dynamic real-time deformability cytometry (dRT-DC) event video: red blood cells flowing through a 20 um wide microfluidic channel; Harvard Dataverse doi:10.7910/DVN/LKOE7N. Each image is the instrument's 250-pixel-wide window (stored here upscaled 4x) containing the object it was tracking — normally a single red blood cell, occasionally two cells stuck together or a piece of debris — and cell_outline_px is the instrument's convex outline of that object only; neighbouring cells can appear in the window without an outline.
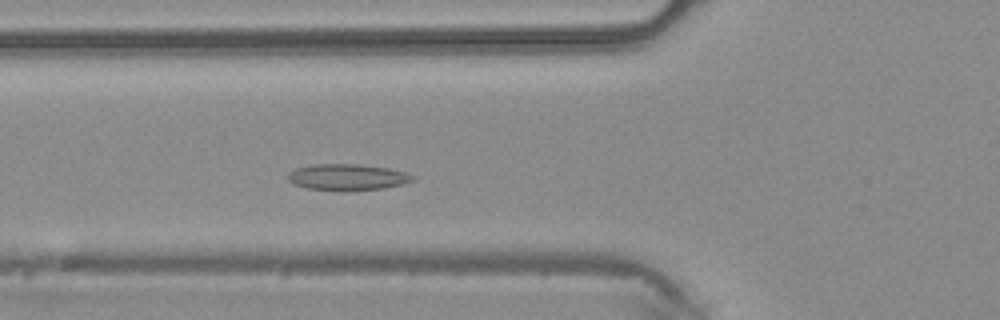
{"species": "common noctule bat (a hibernating species)", "species_latin": "Nyctalus noctula", "temperature_condition": "warm", "stored_images_in_passage": 36, "camera_frame_rate_fps": 3000, "um_per_image_px": 0.085, "animal": {"sex": "male", "body_mass_g": 20.4}, "frame": {"image": 1, "passage_image": 5, "time_ms": 1.333, "image_size_px": [1000, 320], "cell_outline_px": [[416, 180], [404, 184], [384, 188], [308, 188], [292, 184], [288, 180], [288, 172], [296, 168], [312, 164], [360, 164], [388, 168], [408, 172], [416, 176]], "centroid_in_image_um": [29.58, 15.01], "position_along_channel_um": 96.2, "area_um2": 18.55}}
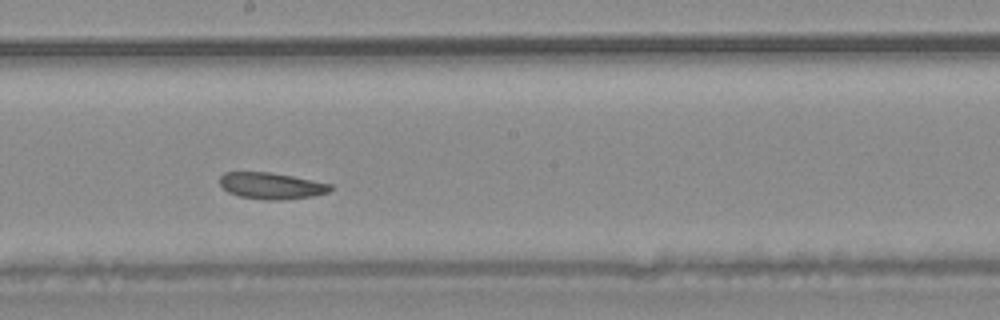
{"frame": {"image": 2, "passage_image": 14, "time_ms": 4.333, "image_size_px": [1000, 320], "cell_outline_px": [[332, 188], [328, 192], [312, 196], [280, 200], [268, 200], [240, 196], [228, 192], [220, 184], [220, 176], [224, 172], [268, 172], [292, 176], [332, 184]], "centroid_in_image_um": [23.06, 15.79], "position_along_channel_um": 225.1, "area_um2": 16.88}}
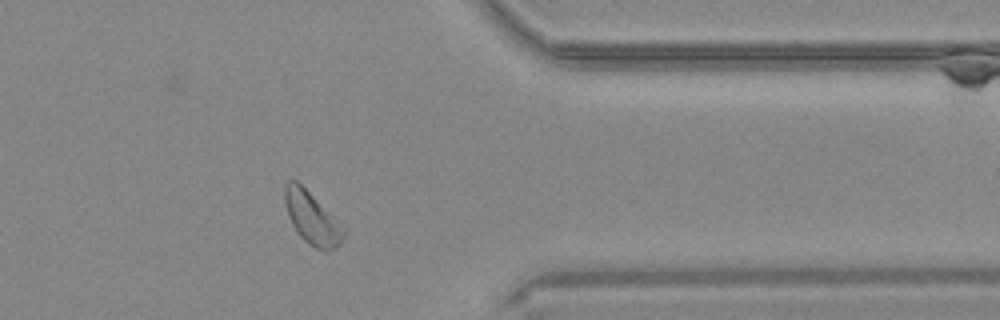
{"frame": {"image": 3, "passage_image": 26, "time_ms": 8.333, "image_size_px": [1000, 320], "cell_outline_px": [[348, 228], [340, 244], [336, 248], [328, 252], [324, 252], [308, 244], [296, 232], [288, 216], [284, 204], [284, 184], [288, 180], [296, 180], [344, 224]], "centroid_in_image_um": [26.55, 18.56], "position_along_channel_um": 384.8, "area_um2": 18.55}}